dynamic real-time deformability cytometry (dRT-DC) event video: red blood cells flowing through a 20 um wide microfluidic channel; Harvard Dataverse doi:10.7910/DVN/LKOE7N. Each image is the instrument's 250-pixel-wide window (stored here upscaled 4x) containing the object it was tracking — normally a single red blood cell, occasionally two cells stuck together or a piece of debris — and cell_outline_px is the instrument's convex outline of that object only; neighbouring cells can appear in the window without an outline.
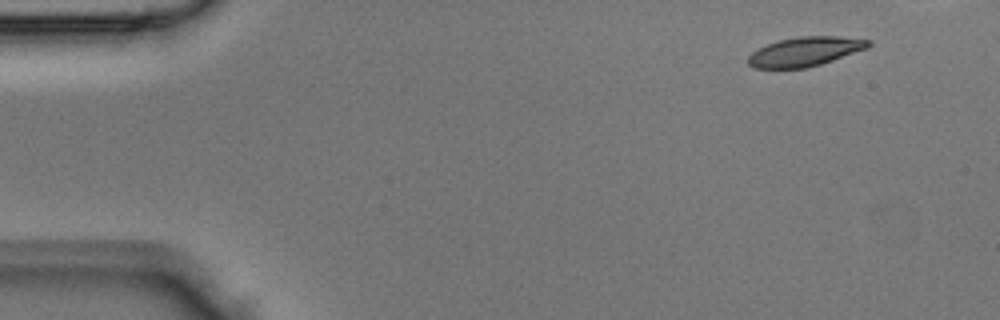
{"species": "Egyptian fruit bat (a non-hibernating species)", "species_latin": "Rousettus aegyptiacus", "temperature_condition": "room temperature", "stored_images_in_passage": 4, "camera_frame_rate_fps": 3000, "um_per_image_px": 0.085, "animal": {"sex": "male"}, "frame": {"image": 1, "passage_image": 1, "time_ms": 0.0, "image_size_px": [1000, 320], "cell_outline_px": [[872, 44], [868, 48], [820, 64], [804, 68], [752, 68], [748, 64], [748, 56], [752, 52], [768, 44], [780, 40], [800, 36], [840, 36], [872, 40]], "centroid_in_image_um": [68.45, 4.38], "position_along_channel_um": 16.5, "area_um2": 20.4}}